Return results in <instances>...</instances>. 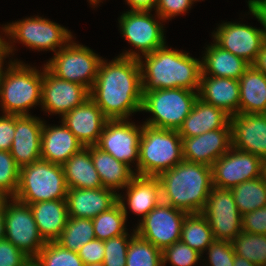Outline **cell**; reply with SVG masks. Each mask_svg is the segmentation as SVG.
<instances>
[{
  "instance_id": "cell-1",
  "label": "cell",
  "mask_w": 266,
  "mask_h": 266,
  "mask_svg": "<svg viewBox=\"0 0 266 266\" xmlns=\"http://www.w3.org/2000/svg\"><path fill=\"white\" fill-rule=\"evenodd\" d=\"M89 96L109 120L128 119L132 113L140 112L143 88L138 59H102Z\"/></svg>"
},
{
  "instance_id": "cell-2",
  "label": "cell",
  "mask_w": 266,
  "mask_h": 266,
  "mask_svg": "<svg viewBox=\"0 0 266 266\" xmlns=\"http://www.w3.org/2000/svg\"><path fill=\"white\" fill-rule=\"evenodd\" d=\"M139 53L129 50L119 56L138 59L143 91L186 88L198 92L202 73L200 60L189 56V53L171 47L168 49L166 45L143 56ZM143 57L145 63L141 59Z\"/></svg>"
},
{
  "instance_id": "cell-3",
  "label": "cell",
  "mask_w": 266,
  "mask_h": 266,
  "mask_svg": "<svg viewBox=\"0 0 266 266\" xmlns=\"http://www.w3.org/2000/svg\"><path fill=\"white\" fill-rule=\"evenodd\" d=\"M162 201L190 213H202L213 188L210 166L182 160L157 176Z\"/></svg>"
},
{
  "instance_id": "cell-4",
  "label": "cell",
  "mask_w": 266,
  "mask_h": 266,
  "mask_svg": "<svg viewBox=\"0 0 266 266\" xmlns=\"http://www.w3.org/2000/svg\"><path fill=\"white\" fill-rule=\"evenodd\" d=\"M43 71L19 61H10L0 79V106L4 114L30 115L41 104Z\"/></svg>"
},
{
  "instance_id": "cell-5",
  "label": "cell",
  "mask_w": 266,
  "mask_h": 266,
  "mask_svg": "<svg viewBox=\"0 0 266 266\" xmlns=\"http://www.w3.org/2000/svg\"><path fill=\"white\" fill-rule=\"evenodd\" d=\"M183 159V143L178 130L142 124L139 142L138 175L157 177Z\"/></svg>"
},
{
  "instance_id": "cell-6",
  "label": "cell",
  "mask_w": 266,
  "mask_h": 266,
  "mask_svg": "<svg viewBox=\"0 0 266 266\" xmlns=\"http://www.w3.org/2000/svg\"><path fill=\"white\" fill-rule=\"evenodd\" d=\"M67 191L63 166L40 159L20 168L19 185L13 198L29 205L66 199Z\"/></svg>"
},
{
  "instance_id": "cell-7",
  "label": "cell",
  "mask_w": 266,
  "mask_h": 266,
  "mask_svg": "<svg viewBox=\"0 0 266 266\" xmlns=\"http://www.w3.org/2000/svg\"><path fill=\"white\" fill-rule=\"evenodd\" d=\"M197 99L198 93L186 88L143 91L141 111L153 115L144 124L159 129L179 130Z\"/></svg>"
},
{
  "instance_id": "cell-8",
  "label": "cell",
  "mask_w": 266,
  "mask_h": 266,
  "mask_svg": "<svg viewBox=\"0 0 266 266\" xmlns=\"http://www.w3.org/2000/svg\"><path fill=\"white\" fill-rule=\"evenodd\" d=\"M101 60L89 47L72 40L44 65L57 78L78 83L90 91Z\"/></svg>"
},
{
  "instance_id": "cell-9",
  "label": "cell",
  "mask_w": 266,
  "mask_h": 266,
  "mask_svg": "<svg viewBox=\"0 0 266 266\" xmlns=\"http://www.w3.org/2000/svg\"><path fill=\"white\" fill-rule=\"evenodd\" d=\"M2 30L13 42L17 40L29 48L38 51L51 50L55 53L73 38L65 27L38 16L9 23Z\"/></svg>"
},
{
  "instance_id": "cell-10",
  "label": "cell",
  "mask_w": 266,
  "mask_h": 266,
  "mask_svg": "<svg viewBox=\"0 0 266 266\" xmlns=\"http://www.w3.org/2000/svg\"><path fill=\"white\" fill-rule=\"evenodd\" d=\"M10 200L3 210L5 239L29 258H35L46 242L39 233L30 206L13 197Z\"/></svg>"
},
{
  "instance_id": "cell-11",
  "label": "cell",
  "mask_w": 266,
  "mask_h": 266,
  "mask_svg": "<svg viewBox=\"0 0 266 266\" xmlns=\"http://www.w3.org/2000/svg\"><path fill=\"white\" fill-rule=\"evenodd\" d=\"M188 213L161 201L143 219L135 232L163 251L180 240L182 223Z\"/></svg>"
},
{
  "instance_id": "cell-12",
  "label": "cell",
  "mask_w": 266,
  "mask_h": 266,
  "mask_svg": "<svg viewBox=\"0 0 266 266\" xmlns=\"http://www.w3.org/2000/svg\"><path fill=\"white\" fill-rule=\"evenodd\" d=\"M215 240L231 242L242 232V214L230 189L213 186L202 211Z\"/></svg>"
},
{
  "instance_id": "cell-13",
  "label": "cell",
  "mask_w": 266,
  "mask_h": 266,
  "mask_svg": "<svg viewBox=\"0 0 266 266\" xmlns=\"http://www.w3.org/2000/svg\"><path fill=\"white\" fill-rule=\"evenodd\" d=\"M211 168L213 186L230 190L242 182L263 176L261 158L232 146Z\"/></svg>"
},
{
  "instance_id": "cell-14",
  "label": "cell",
  "mask_w": 266,
  "mask_h": 266,
  "mask_svg": "<svg viewBox=\"0 0 266 266\" xmlns=\"http://www.w3.org/2000/svg\"><path fill=\"white\" fill-rule=\"evenodd\" d=\"M141 134L142 126H136L134 123H130L128 119L108 120L96 146L129 167L130 163H134L136 160L135 175H138Z\"/></svg>"
},
{
  "instance_id": "cell-15",
  "label": "cell",
  "mask_w": 266,
  "mask_h": 266,
  "mask_svg": "<svg viewBox=\"0 0 266 266\" xmlns=\"http://www.w3.org/2000/svg\"><path fill=\"white\" fill-rule=\"evenodd\" d=\"M213 42L252 65L266 42V31L240 23L225 22L212 33Z\"/></svg>"
},
{
  "instance_id": "cell-16",
  "label": "cell",
  "mask_w": 266,
  "mask_h": 266,
  "mask_svg": "<svg viewBox=\"0 0 266 266\" xmlns=\"http://www.w3.org/2000/svg\"><path fill=\"white\" fill-rule=\"evenodd\" d=\"M119 25L122 36L142 55L166 44L163 24L154 19L150 11L129 10L120 16Z\"/></svg>"
},
{
  "instance_id": "cell-17",
  "label": "cell",
  "mask_w": 266,
  "mask_h": 266,
  "mask_svg": "<svg viewBox=\"0 0 266 266\" xmlns=\"http://www.w3.org/2000/svg\"><path fill=\"white\" fill-rule=\"evenodd\" d=\"M89 95L90 91L85 86L59 79L44 66L41 92V107L44 111L63 117L76 106L82 105Z\"/></svg>"
},
{
  "instance_id": "cell-18",
  "label": "cell",
  "mask_w": 266,
  "mask_h": 266,
  "mask_svg": "<svg viewBox=\"0 0 266 266\" xmlns=\"http://www.w3.org/2000/svg\"><path fill=\"white\" fill-rule=\"evenodd\" d=\"M182 143L185 161L211 167L231 148L230 122L224 128L211 130L190 138H182Z\"/></svg>"
},
{
  "instance_id": "cell-19",
  "label": "cell",
  "mask_w": 266,
  "mask_h": 266,
  "mask_svg": "<svg viewBox=\"0 0 266 266\" xmlns=\"http://www.w3.org/2000/svg\"><path fill=\"white\" fill-rule=\"evenodd\" d=\"M231 146L264 160L266 158V118L264 114L230 116Z\"/></svg>"
},
{
  "instance_id": "cell-20",
  "label": "cell",
  "mask_w": 266,
  "mask_h": 266,
  "mask_svg": "<svg viewBox=\"0 0 266 266\" xmlns=\"http://www.w3.org/2000/svg\"><path fill=\"white\" fill-rule=\"evenodd\" d=\"M44 122L31 115H15V134L10 153L21 168L41 159Z\"/></svg>"
},
{
  "instance_id": "cell-21",
  "label": "cell",
  "mask_w": 266,
  "mask_h": 266,
  "mask_svg": "<svg viewBox=\"0 0 266 266\" xmlns=\"http://www.w3.org/2000/svg\"><path fill=\"white\" fill-rule=\"evenodd\" d=\"M108 120L90 97L82 105L76 106L65 114L61 119L84 147L98 143Z\"/></svg>"
},
{
  "instance_id": "cell-22",
  "label": "cell",
  "mask_w": 266,
  "mask_h": 266,
  "mask_svg": "<svg viewBox=\"0 0 266 266\" xmlns=\"http://www.w3.org/2000/svg\"><path fill=\"white\" fill-rule=\"evenodd\" d=\"M118 202V193L101 187L98 189L70 188L66 203L68 217L93 219Z\"/></svg>"
},
{
  "instance_id": "cell-23",
  "label": "cell",
  "mask_w": 266,
  "mask_h": 266,
  "mask_svg": "<svg viewBox=\"0 0 266 266\" xmlns=\"http://www.w3.org/2000/svg\"><path fill=\"white\" fill-rule=\"evenodd\" d=\"M239 91L238 79L201 75L197 93L203 102L221 108L232 116L239 114Z\"/></svg>"
},
{
  "instance_id": "cell-24",
  "label": "cell",
  "mask_w": 266,
  "mask_h": 266,
  "mask_svg": "<svg viewBox=\"0 0 266 266\" xmlns=\"http://www.w3.org/2000/svg\"><path fill=\"white\" fill-rule=\"evenodd\" d=\"M125 188H127L125 195L127 203L121 194H118V202L124 211L126 220L128 207L138 216L141 215L143 219L162 201L160 182L157 177L135 175Z\"/></svg>"
},
{
  "instance_id": "cell-25",
  "label": "cell",
  "mask_w": 266,
  "mask_h": 266,
  "mask_svg": "<svg viewBox=\"0 0 266 266\" xmlns=\"http://www.w3.org/2000/svg\"><path fill=\"white\" fill-rule=\"evenodd\" d=\"M60 126H47L45 121L41 136V159L63 165L72 155L84 146L61 122Z\"/></svg>"
},
{
  "instance_id": "cell-26",
  "label": "cell",
  "mask_w": 266,
  "mask_h": 266,
  "mask_svg": "<svg viewBox=\"0 0 266 266\" xmlns=\"http://www.w3.org/2000/svg\"><path fill=\"white\" fill-rule=\"evenodd\" d=\"M229 122L230 115L223 109L207 104L198 98L178 132L181 138H190L224 128Z\"/></svg>"
},
{
  "instance_id": "cell-27",
  "label": "cell",
  "mask_w": 266,
  "mask_h": 266,
  "mask_svg": "<svg viewBox=\"0 0 266 266\" xmlns=\"http://www.w3.org/2000/svg\"><path fill=\"white\" fill-rule=\"evenodd\" d=\"M29 206L43 240L57 241L68 220L66 199L36 202Z\"/></svg>"
},
{
  "instance_id": "cell-28",
  "label": "cell",
  "mask_w": 266,
  "mask_h": 266,
  "mask_svg": "<svg viewBox=\"0 0 266 266\" xmlns=\"http://www.w3.org/2000/svg\"><path fill=\"white\" fill-rule=\"evenodd\" d=\"M104 188L113 190L124 189L135 176L134 170L127 164L118 161L111 154L96 145L86 146Z\"/></svg>"
},
{
  "instance_id": "cell-29",
  "label": "cell",
  "mask_w": 266,
  "mask_h": 266,
  "mask_svg": "<svg viewBox=\"0 0 266 266\" xmlns=\"http://www.w3.org/2000/svg\"><path fill=\"white\" fill-rule=\"evenodd\" d=\"M250 66L243 58L222 49L215 42L206 47L201 60V75L240 79Z\"/></svg>"
},
{
  "instance_id": "cell-30",
  "label": "cell",
  "mask_w": 266,
  "mask_h": 266,
  "mask_svg": "<svg viewBox=\"0 0 266 266\" xmlns=\"http://www.w3.org/2000/svg\"><path fill=\"white\" fill-rule=\"evenodd\" d=\"M239 114L266 112V76L250 65L239 79Z\"/></svg>"
},
{
  "instance_id": "cell-31",
  "label": "cell",
  "mask_w": 266,
  "mask_h": 266,
  "mask_svg": "<svg viewBox=\"0 0 266 266\" xmlns=\"http://www.w3.org/2000/svg\"><path fill=\"white\" fill-rule=\"evenodd\" d=\"M62 166L68 189H98L103 187L87 147H83L79 152L72 155Z\"/></svg>"
},
{
  "instance_id": "cell-32",
  "label": "cell",
  "mask_w": 266,
  "mask_h": 266,
  "mask_svg": "<svg viewBox=\"0 0 266 266\" xmlns=\"http://www.w3.org/2000/svg\"><path fill=\"white\" fill-rule=\"evenodd\" d=\"M180 240L203 254L215 239L206 217L202 213H190L182 223Z\"/></svg>"
},
{
  "instance_id": "cell-33",
  "label": "cell",
  "mask_w": 266,
  "mask_h": 266,
  "mask_svg": "<svg viewBox=\"0 0 266 266\" xmlns=\"http://www.w3.org/2000/svg\"><path fill=\"white\" fill-rule=\"evenodd\" d=\"M231 192L242 215L266 206V179L263 176L242 182Z\"/></svg>"
},
{
  "instance_id": "cell-34",
  "label": "cell",
  "mask_w": 266,
  "mask_h": 266,
  "mask_svg": "<svg viewBox=\"0 0 266 266\" xmlns=\"http://www.w3.org/2000/svg\"><path fill=\"white\" fill-rule=\"evenodd\" d=\"M95 238L92 219L68 217L66 226L56 242L65 249L78 252L83 245Z\"/></svg>"
},
{
  "instance_id": "cell-35",
  "label": "cell",
  "mask_w": 266,
  "mask_h": 266,
  "mask_svg": "<svg viewBox=\"0 0 266 266\" xmlns=\"http://www.w3.org/2000/svg\"><path fill=\"white\" fill-rule=\"evenodd\" d=\"M96 239L108 240L126 234V218L119 202L92 219Z\"/></svg>"
},
{
  "instance_id": "cell-36",
  "label": "cell",
  "mask_w": 266,
  "mask_h": 266,
  "mask_svg": "<svg viewBox=\"0 0 266 266\" xmlns=\"http://www.w3.org/2000/svg\"><path fill=\"white\" fill-rule=\"evenodd\" d=\"M236 255L257 266H266V234L239 233L232 241Z\"/></svg>"
},
{
  "instance_id": "cell-37",
  "label": "cell",
  "mask_w": 266,
  "mask_h": 266,
  "mask_svg": "<svg viewBox=\"0 0 266 266\" xmlns=\"http://www.w3.org/2000/svg\"><path fill=\"white\" fill-rule=\"evenodd\" d=\"M126 266H163L162 251L135 234L127 249Z\"/></svg>"
},
{
  "instance_id": "cell-38",
  "label": "cell",
  "mask_w": 266,
  "mask_h": 266,
  "mask_svg": "<svg viewBox=\"0 0 266 266\" xmlns=\"http://www.w3.org/2000/svg\"><path fill=\"white\" fill-rule=\"evenodd\" d=\"M42 266H84L77 252L63 248L55 242H46L35 257Z\"/></svg>"
},
{
  "instance_id": "cell-39",
  "label": "cell",
  "mask_w": 266,
  "mask_h": 266,
  "mask_svg": "<svg viewBox=\"0 0 266 266\" xmlns=\"http://www.w3.org/2000/svg\"><path fill=\"white\" fill-rule=\"evenodd\" d=\"M202 254L182 242L173 243L162 251L163 266L170 262L172 266H194L201 260Z\"/></svg>"
},
{
  "instance_id": "cell-40",
  "label": "cell",
  "mask_w": 266,
  "mask_h": 266,
  "mask_svg": "<svg viewBox=\"0 0 266 266\" xmlns=\"http://www.w3.org/2000/svg\"><path fill=\"white\" fill-rule=\"evenodd\" d=\"M20 167L10 151H0V189L14 197L19 185Z\"/></svg>"
},
{
  "instance_id": "cell-41",
  "label": "cell",
  "mask_w": 266,
  "mask_h": 266,
  "mask_svg": "<svg viewBox=\"0 0 266 266\" xmlns=\"http://www.w3.org/2000/svg\"><path fill=\"white\" fill-rule=\"evenodd\" d=\"M135 234V229H133L132 236L127 232L104 241L105 254L103 263L105 266H126L127 249L130 239Z\"/></svg>"
},
{
  "instance_id": "cell-42",
  "label": "cell",
  "mask_w": 266,
  "mask_h": 266,
  "mask_svg": "<svg viewBox=\"0 0 266 266\" xmlns=\"http://www.w3.org/2000/svg\"><path fill=\"white\" fill-rule=\"evenodd\" d=\"M207 249L209 266H234L235 251L231 242L214 240Z\"/></svg>"
},
{
  "instance_id": "cell-43",
  "label": "cell",
  "mask_w": 266,
  "mask_h": 266,
  "mask_svg": "<svg viewBox=\"0 0 266 266\" xmlns=\"http://www.w3.org/2000/svg\"><path fill=\"white\" fill-rule=\"evenodd\" d=\"M196 0H157L156 16L165 21L188 11Z\"/></svg>"
},
{
  "instance_id": "cell-44",
  "label": "cell",
  "mask_w": 266,
  "mask_h": 266,
  "mask_svg": "<svg viewBox=\"0 0 266 266\" xmlns=\"http://www.w3.org/2000/svg\"><path fill=\"white\" fill-rule=\"evenodd\" d=\"M29 257L9 240H0V266H22Z\"/></svg>"
},
{
  "instance_id": "cell-45",
  "label": "cell",
  "mask_w": 266,
  "mask_h": 266,
  "mask_svg": "<svg viewBox=\"0 0 266 266\" xmlns=\"http://www.w3.org/2000/svg\"><path fill=\"white\" fill-rule=\"evenodd\" d=\"M242 231L266 234V206L242 215Z\"/></svg>"
},
{
  "instance_id": "cell-46",
  "label": "cell",
  "mask_w": 266,
  "mask_h": 266,
  "mask_svg": "<svg viewBox=\"0 0 266 266\" xmlns=\"http://www.w3.org/2000/svg\"><path fill=\"white\" fill-rule=\"evenodd\" d=\"M77 253L84 265L103 262L105 254L104 241L95 238L83 245Z\"/></svg>"
},
{
  "instance_id": "cell-47",
  "label": "cell",
  "mask_w": 266,
  "mask_h": 266,
  "mask_svg": "<svg viewBox=\"0 0 266 266\" xmlns=\"http://www.w3.org/2000/svg\"><path fill=\"white\" fill-rule=\"evenodd\" d=\"M15 134V115L0 116V151H10Z\"/></svg>"
},
{
  "instance_id": "cell-48",
  "label": "cell",
  "mask_w": 266,
  "mask_h": 266,
  "mask_svg": "<svg viewBox=\"0 0 266 266\" xmlns=\"http://www.w3.org/2000/svg\"><path fill=\"white\" fill-rule=\"evenodd\" d=\"M127 4L130 6V11H150L157 4V0H126Z\"/></svg>"
},
{
  "instance_id": "cell-49",
  "label": "cell",
  "mask_w": 266,
  "mask_h": 266,
  "mask_svg": "<svg viewBox=\"0 0 266 266\" xmlns=\"http://www.w3.org/2000/svg\"><path fill=\"white\" fill-rule=\"evenodd\" d=\"M252 65L266 76V42Z\"/></svg>"
},
{
  "instance_id": "cell-50",
  "label": "cell",
  "mask_w": 266,
  "mask_h": 266,
  "mask_svg": "<svg viewBox=\"0 0 266 266\" xmlns=\"http://www.w3.org/2000/svg\"><path fill=\"white\" fill-rule=\"evenodd\" d=\"M12 42H6V40H4V47L0 50V79L3 73V62L4 59L10 55V53L12 54L14 47L12 48L11 46Z\"/></svg>"
},
{
  "instance_id": "cell-51",
  "label": "cell",
  "mask_w": 266,
  "mask_h": 266,
  "mask_svg": "<svg viewBox=\"0 0 266 266\" xmlns=\"http://www.w3.org/2000/svg\"><path fill=\"white\" fill-rule=\"evenodd\" d=\"M250 13L260 21V23L265 27L266 31V14H260V12L251 4L248 3Z\"/></svg>"
},
{
  "instance_id": "cell-52",
  "label": "cell",
  "mask_w": 266,
  "mask_h": 266,
  "mask_svg": "<svg viewBox=\"0 0 266 266\" xmlns=\"http://www.w3.org/2000/svg\"><path fill=\"white\" fill-rule=\"evenodd\" d=\"M247 3H251L260 14H266V0H248Z\"/></svg>"
},
{
  "instance_id": "cell-53",
  "label": "cell",
  "mask_w": 266,
  "mask_h": 266,
  "mask_svg": "<svg viewBox=\"0 0 266 266\" xmlns=\"http://www.w3.org/2000/svg\"><path fill=\"white\" fill-rule=\"evenodd\" d=\"M234 266H257V265L251 263L250 261H248L244 257L235 254V256H234Z\"/></svg>"
},
{
  "instance_id": "cell-54",
  "label": "cell",
  "mask_w": 266,
  "mask_h": 266,
  "mask_svg": "<svg viewBox=\"0 0 266 266\" xmlns=\"http://www.w3.org/2000/svg\"><path fill=\"white\" fill-rule=\"evenodd\" d=\"M10 198L11 197L8 194H6L4 191H2L0 189V213L3 212L4 206H5L6 202L8 201V199H10Z\"/></svg>"
},
{
  "instance_id": "cell-55",
  "label": "cell",
  "mask_w": 266,
  "mask_h": 266,
  "mask_svg": "<svg viewBox=\"0 0 266 266\" xmlns=\"http://www.w3.org/2000/svg\"><path fill=\"white\" fill-rule=\"evenodd\" d=\"M4 215L3 212L0 213V240L5 238V230H4Z\"/></svg>"
},
{
  "instance_id": "cell-56",
  "label": "cell",
  "mask_w": 266,
  "mask_h": 266,
  "mask_svg": "<svg viewBox=\"0 0 266 266\" xmlns=\"http://www.w3.org/2000/svg\"><path fill=\"white\" fill-rule=\"evenodd\" d=\"M22 266H42L36 258H29Z\"/></svg>"
},
{
  "instance_id": "cell-57",
  "label": "cell",
  "mask_w": 266,
  "mask_h": 266,
  "mask_svg": "<svg viewBox=\"0 0 266 266\" xmlns=\"http://www.w3.org/2000/svg\"><path fill=\"white\" fill-rule=\"evenodd\" d=\"M263 177L266 179V158L263 160Z\"/></svg>"
},
{
  "instance_id": "cell-58",
  "label": "cell",
  "mask_w": 266,
  "mask_h": 266,
  "mask_svg": "<svg viewBox=\"0 0 266 266\" xmlns=\"http://www.w3.org/2000/svg\"><path fill=\"white\" fill-rule=\"evenodd\" d=\"M90 4L93 5L95 7V5L99 4L101 2V0H89Z\"/></svg>"
},
{
  "instance_id": "cell-59",
  "label": "cell",
  "mask_w": 266,
  "mask_h": 266,
  "mask_svg": "<svg viewBox=\"0 0 266 266\" xmlns=\"http://www.w3.org/2000/svg\"><path fill=\"white\" fill-rule=\"evenodd\" d=\"M84 266H105L103 262L100 263H94V264H89V265H84Z\"/></svg>"
},
{
  "instance_id": "cell-60",
  "label": "cell",
  "mask_w": 266,
  "mask_h": 266,
  "mask_svg": "<svg viewBox=\"0 0 266 266\" xmlns=\"http://www.w3.org/2000/svg\"><path fill=\"white\" fill-rule=\"evenodd\" d=\"M4 40L3 37L0 36V50L4 47Z\"/></svg>"
}]
</instances>
